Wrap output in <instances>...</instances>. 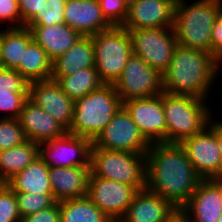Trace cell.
<instances>
[{"mask_svg":"<svg viewBox=\"0 0 222 222\" xmlns=\"http://www.w3.org/2000/svg\"><path fill=\"white\" fill-rule=\"evenodd\" d=\"M178 213L179 210L170 201L145 188L135 194L118 222H169Z\"/></svg>","mask_w":222,"mask_h":222,"instance_id":"ac0fdd59","label":"cell"},{"mask_svg":"<svg viewBox=\"0 0 222 222\" xmlns=\"http://www.w3.org/2000/svg\"><path fill=\"white\" fill-rule=\"evenodd\" d=\"M0 22L7 24L5 28L21 27V13L18 0H0Z\"/></svg>","mask_w":222,"mask_h":222,"instance_id":"d590c367","label":"cell"},{"mask_svg":"<svg viewBox=\"0 0 222 222\" xmlns=\"http://www.w3.org/2000/svg\"><path fill=\"white\" fill-rule=\"evenodd\" d=\"M106 20L112 26H122L128 14V6L123 0H98Z\"/></svg>","mask_w":222,"mask_h":222,"instance_id":"e575fe53","label":"cell"},{"mask_svg":"<svg viewBox=\"0 0 222 222\" xmlns=\"http://www.w3.org/2000/svg\"><path fill=\"white\" fill-rule=\"evenodd\" d=\"M211 37V54L213 58L222 66V4L219 6L216 21L211 32Z\"/></svg>","mask_w":222,"mask_h":222,"instance_id":"74e56055","label":"cell"},{"mask_svg":"<svg viewBox=\"0 0 222 222\" xmlns=\"http://www.w3.org/2000/svg\"><path fill=\"white\" fill-rule=\"evenodd\" d=\"M137 192L133 186L89 175L87 196L113 222L125 215Z\"/></svg>","mask_w":222,"mask_h":222,"instance_id":"7c38bea8","label":"cell"},{"mask_svg":"<svg viewBox=\"0 0 222 222\" xmlns=\"http://www.w3.org/2000/svg\"><path fill=\"white\" fill-rule=\"evenodd\" d=\"M15 196L21 218L35 214L56 202L53 194L15 192Z\"/></svg>","mask_w":222,"mask_h":222,"instance_id":"4dcf8cb0","label":"cell"},{"mask_svg":"<svg viewBox=\"0 0 222 222\" xmlns=\"http://www.w3.org/2000/svg\"><path fill=\"white\" fill-rule=\"evenodd\" d=\"M218 222H222V214L220 215Z\"/></svg>","mask_w":222,"mask_h":222,"instance_id":"bcb514c9","label":"cell"},{"mask_svg":"<svg viewBox=\"0 0 222 222\" xmlns=\"http://www.w3.org/2000/svg\"><path fill=\"white\" fill-rule=\"evenodd\" d=\"M222 66L212 54L177 45L163 77V92L192 96L210 101L214 82L219 80ZM210 92V93H209Z\"/></svg>","mask_w":222,"mask_h":222,"instance_id":"7a4b0ae2","label":"cell"},{"mask_svg":"<svg viewBox=\"0 0 222 222\" xmlns=\"http://www.w3.org/2000/svg\"><path fill=\"white\" fill-rule=\"evenodd\" d=\"M133 53L163 75L178 45L173 27L128 30Z\"/></svg>","mask_w":222,"mask_h":222,"instance_id":"ba28073f","label":"cell"},{"mask_svg":"<svg viewBox=\"0 0 222 222\" xmlns=\"http://www.w3.org/2000/svg\"><path fill=\"white\" fill-rule=\"evenodd\" d=\"M6 184L14 192L53 194L49 167L38 156L23 171L14 175Z\"/></svg>","mask_w":222,"mask_h":222,"instance_id":"d4e9b609","label":"cell"},{"mask_svg":"<svg viewBox=\"0 0 222 222\" xmlns=\"http://www.w3.org/2000/svg\"><path fill=\"white\" fill-rule=\"evenodd\" d=\"M168 1H171L174 5H176V4H178V2H179L180 0H168Z\"/></svg>","mask_w":222,"mask_h":222,"instance_id":"ee69618b","label":"cell"},{"mask_svg":"<svg viewBox=\"0 0 222 222\" xmlns=\"http://www.w3.org/2000/svg\"><path fill=\"white\" fill-rule=\"evenodd\" d=\"M2 67L1 48H0V68Z\"/></svg>","mask_w":222,"mask_h":222,"instance_id":"f6af8a7d","label":"cell"},{"mask_svg":"<svg viewBox=\"0 0 222 222\" xmlns=\"http://www.w3.org/2000/svg\"><path fill=\"white\" fill-rule=\"evenodd\" d=\"M28 98L67 130L73 120L74 101L52 79L30 82Z\"/></svg>","mask_w":222,"mask_h":222,"instance_id":"9a60e30c","label":"cell"},{"mask_svg":"<svg viewBox=\"0 0 222 222\" xmlns=\"http://www.w3.org/2000/svg\"><path fill=\"white\" fill-rule=\"evenodd\" d=\"M21 13V27L28 26L42 11L46 0H18Z\"/></svg>","mask_w":222,"mask_h":222,"instance_id":"8d00e7d4","label":"cell"},{"mask_svg":"<svg viewBox=\"0 0 222 222\" xmlns=\"http://www.w3.org/2000/svg\"><path fill=\"white\" fill-rule=\"evenodd\" d=\"M33 41V36L28 27L1 28L0 48L2 67L16 69L23 63L24 51Z\"/></svg>","mask_w":222,"mask_h":222,"instance_id":"484cf974","label":"cell"},{"mask_svg":"<svg viewBox=\"0 0 222 222\" xmlns=\"http://www.w3.org/2000/svg\"><path fill=\"white\" fill-rule=\"evenodd\" d=\"M63 12L65 23L81 36H93L112 27L98 0H68Z\"/></svg>","mask_w":222,"mask_h":222,"instance_id":"d6986e66","label":"cell"},{"mask_svg":"<svg viewBox=\"0 0 222 222\" xmlns=\"http://www.w3.org/2000/svg\"><path fill=\"white\" fill-rule=\"evenodd\" d=\"M15 192L6 184H0V222H21Z\"/></svg>","mask_w":222,"mask_h":222,"instance_id":"d6a6232c","label":"cell"},{"mask_svg":"<svg viewBox=\"0 0 222 222\" xmlns=\"http://www.w3.org/2000/svg\"><path fill=\"white\" fill-rule=\"evenodd\" d=\"M52 60L46 51L34 40L23 55V63L15 69L28 83L49 80L52 74Z\"/></svg>","mask_w":222,"mask_h":222,"instance_id":"83f0119b","label":"cell"},{"mask_svg":"<svg viewBox=\"0 0 222 222\" xmlns=\"http://www.w3.org/2000/svg\"><path fill=\"white\" fill-rule=\"evenodd\" d=\"M90 173L135 187H146V156L132 152L96 148L90 151Z\"/></svg>","mask_w":222,"mask_h":222,"instance_id":"8992f818","label":"cell"},{"mask_svg":"<svg viewBox=\"0 0 222 222\" xmlns=\"http://www.w3.org/2000/svg\"><path fill=\"white\" fill-rule=\"evenodd\" d=\"M92 141L66 133L39 144V156L49 168L90 166Z\"/></svg>","mask_w":222,"mask_h":222,"instance_id":"4fadbf2b","label":"cell"},{"mask_svg":"<svg viewBox=\"0 0 222 222\" xmlns=\"http://www.w3.org/2000/svg\"><path fill=\"white\" fill-rule=\"evenodd\" d=\"M146 156V189L170 201L178 210L203 178L178 143H153Z\"/></svg>","mask_w":222,"mask_h":222,"instance_id":"6da1fadb","label":"cell"},{"mask_svg":"<svg viewBox=\"0 0 222 222\" xmlns=\"http://www.w3.org/2000/svg\"><path fill=\"white\" fill-rule=\"evenodd\" d=\"M143 137L150 143H167V125L163 109V92L150 98L123 102Z\"/></svg>","mask_w":222,"mask_h":222,"instance_id":"5bb4252c","label":"cell"},{"mask_svg":"<svg viewBox=\"0 0 222 222\" xmlns=\"http://www.w3.org/2000/svg\"><path fill=\"white\" fill-rule=\"evenodd\" d=\"M92 144L96 148L137 154H146L151 145L123 106Z\"/></svg>","mask_w":222,"mask_h":222,"instance_id":"8fae6325","label":"cell"},{"mask_svg":"<svg viewBox=\"0 0 222 222\" xmlns=\"http://www.w3.org/2000/svg\"><path fill=\"white\" fill-rule=\"evenodd\" d=\"M88 67H95L93 41L91 36H81L66 53L52 62L51 77L72 75Z\"/></svg>","mask_w":222,"mask_h":222,"instance_id":"cb8c5ba5","label":"cell"},{"mask_svg":"<svg viewBox=\"0 0 222 222\" xmlns=\"http://www.w3.org/2000/svg\"><path fill=\"white\" fill-rule=\"evenodd\" d=\"M50 79L55 80L63 92L73 101L88 95L105 84L100 79L95 67H88L72 75L51 77Z\"/></svg>","mask_w":222,"mask_h":222,"instance_id":"f546056e","label":"cell"},{"mask_svg":"<svg viewBox=\"0 0 222 222\" xmlns=\"http://www.w3.org/2000/svg\"><path fill=\"white\" fill-rule=\"evenodd\" d=\"M210 180L218 187L222 196V174L213 176Z\"/></svg>","mask_w":222,"mask_h":222,"instance_id":"60d3db41","label":"cell"},{"mask_svg":"<svg viewBox=\"0 0 222 222\" xmlns=\"http://www.w3.org/2000/svg\"><path fill=\"white\" fill-rule=\"evenodd\" d=\"M217 142L219 145V150L221 151L222 154V119L219 121L217 119Z\"/></svg>","mask_w":222,"mask_h":222,"instance_id":"ab89813d","label":"cell"},{"mask_svg":"<svg viewBox=\"0 0 222 222\" xmlns=\"http://www.w3.org/2000/svg\"><path fill=\"white\" fill-rule=\"evenodd\" d=\"M39 156V143L30 140L23 144L0 151V181L6 183L23 171Z\"/></svg>","mask_w":222,"mask_h":222,"instance_id":"4316f807","label":"cell"},{"mask_svg":"<svg viewBox=\"0 0 222 222\" xmlns=\"http://www.w3.org/2000/svg\"><path fill=\"white\" fill-rule=\"evenodd\" d=\"M27 141L18 119L0 118V151L23 144Z\"/></svg>","mask_w":222,"mask_h":222,"instance_id":"1f68e13d","label":"cell"},{"mask_svg":"<svg viewBox=\"0 0 222 222\" xmlns=\"http://www.w3.org/2000/svg\"><path fill=\"white\" fill-rule=\"evenodd\" d=\"M113 85L122 102L150 98L163 92V77L133 53Z\"/></svg>","mask_w":222,"mask_h":222,"instance_id":"9c48e42d","label":"cell"},{"mask_svg":"<svg viewBox=\"0 0 222 222\" xmlns=\"http://www.w3.org/2000/svg\"><path fill=\"white\" fill-rule=\"evenodd\" d=\"M216 119L211 117L209 124L201 132L180 143L193 168L203 179L222 174V154L217 142Z\"/></svg>","mask_w":222,"mask_h":222,"instance_id":"30bf717a","label":"cell"},{"mask_svg":"<svg viewBox=\"0 0 222 222\" xmlns=\"http://www.w3.org/2000/svg\"><path fill=\"white\" fill-rule=\"evenodd\" d=\"M122 106L114 85L104 84L74 101L73 120L67 131L93 142Z\"/></svg>","mask_w":222,"mask_h":222,"instance_id":"277c9868","label":"cell"},{"mask_svg":"<svg viewBox=\"0 0 222 222\" xmlns=\"http://www.w3.org/2000/svg\"><path fill=\"white\" fill-rule=\"evenodd\" d=\"M174 7L168 0H138L128 7L122 27L126 30L173 27Z\"/></svg>","mask_w":222,"mask_h":222,"instance_id":"2e32d148","label":"cell"},{"mask_svg":"<svg viewBox=\"0 0 222 222\" xmlns=\"http://www.w3.org/2000/svg\"><path fill=\"white\" fill-rule=\"evenodd\" d=\"M179 213L188 222H218L222 214L220 190L210 179H203Z\"/></svg>","mask_w":222,"mask_h":222,"instance_id":"e0dca14e","label":"cell"},{"mask_svg":"<svg viewBox=\"0 0 222 222\" xmlns=\"http://www.w3.org/2000/svg\"><path fill=\"white\" fill-rule=\"evenodd\" d=\"M91 38L97 73L105 84H114L133 54L130 34L122 26H112Z\"/></svg>","mask_w":222,"mask_h":222,"instance_id":"52a82bcc","label":"cell"},{"mask_svg":"<svg viewBox=\"0 0 222 222\" xmlns=\"http://www.w3.org/2000/svg\"><path fill=\"white\" fill-rule=\"evenodd\" d=\"M33 40L38 43L54 61L66 53L81 37L74 29L66 23L50 26L28 25Z\"/></svg>","mask_w":222,"mask_h":222,"instance_id":"603a6c76","label":"cell"},{"mask_svg":"<svg viewBox=\"0 0 222 222\" xmlns=\"http://www.w3.org/2000/svg\"><path fill=\"white\" fill-rule=\"evenodd\" d=\"M90 166L49 168L50 185L56 202L88 194Z\"/></svg>","mask_w":222,"mask_h":222,"instance_id":"44dd1931","label":"cell"},{"mask_svg":"<svg viewBox=\"0 0 222 222\" xmlns=\"http://www.w3.org/2000/svg\"><path fill=\"white\" fill-rule=\"evenodd\" d=\"M60 222H113L86 195L59 202Z\"/></svg>","mask_w":222,"mask_h":222,"instance_id":"f1b7e54d","label":"cell"},{"mask_svg":"<svg viewBox=\"0 0 222 222\" xmlns=\"http://www.w3.org/2000/svg\"><path fill=\"white\" fill-rule=\"evenodd\" d=\"M66 0H46V5L29 25L50 26L65 23L64 9Z\"/></svg>","mask_w":222,"mask_h":222,"instance_id":"836d02e7","label":"cell"},{"mask_svg":"<svg viewBox=\"0 0 222 222\" xmlns=\"http://www.w3.org/2000/svg\"><path fill=\"white\" fill-rule=\"evenodd\" d=\"M169 222H188V221L180 213H178Z\"/></svg>","mask_w":222,"mask_h":222,"instance_id":"b9f144b4","label":"cell"},{"mask_svg":"<svg viewBox=\"0 0 222 222\" xmlns=\"http://www.w3.org/2000/svg\"><path fill=\"white\" fill-rule=\"evenodd\" d=\"M21 222H60L59 202L35 214L23 217Z\"/></svg>","mask_w":222,"mask_h":222,"instance_id":"f35d334b","label":"cell"},{"mask_svg":"<svg viewBox=\"0 0 222 222\" xmlns=\"http://www.w3.org/2000/svg\"><path fill=\"white\" fill-rule=\"evenodd\" d=\"M17 119L27 140L39 144L47 140L60 138L68 132L65 127L29 98Z\"/></svg>","mask_w":222,"mask_h":222,"instance_id":"ffe728a7","label":"cell"},{"mask_svg":"<svg viewBox=\"0 0 222 222\" xmlns=\"http://www.w3.org/2000/svg\"><path fill=\"white\" fill-rule=\"evenodd\" d=\"M180 0L174 7V32L179 45L211 54V32L222 0Z\"/></svg>","mask_w":222,"mask_h":222,"instance_id":"3957f363","label":"cell"},{"mask_svg":"<svg viewBox=\"0 0 222 222\" xmlns=\"http://www.w3.org/2000/svg\"><path fill=\"white\" fill-rule=\"evenodd\" d=\"M28 85L15 69L0 68V112L4 114L0 118H18L28 99Z\"/></svg>","mask_w":222,"mask_h":222,"instance_id":"7402d4cb","label":"cell"},{"mask_svg":"<svg viewBox=\"0 0 222 222\" xmlns=\"http://www.w3.org/2000/svg\"><path fill=\"white\" fill-rule=\"evenodd\" d=\"M124 3L129 7L130 5H132L133 3H136L138 0H123Z\"/></svg>","mask_w":222,"mask_h":222,"instance_id":"7bdbcfd3","label":"cell"},{"mask_svg":"<svg viewBox=\"0 0 222 222\" xmlns=\"http://www.w3.org/2000/svg\"><path fill=\"white\" fill-rule=\"evenodd\" d=\"M209 102L192 96L163 92L167 143L180 144L183 140L201 132L209 124L212 113L215 114Z\"/></svg>","mask_w":222,"mask_h":222,"instance_id":"5b68a950","label":"cell"}]
</instances>
